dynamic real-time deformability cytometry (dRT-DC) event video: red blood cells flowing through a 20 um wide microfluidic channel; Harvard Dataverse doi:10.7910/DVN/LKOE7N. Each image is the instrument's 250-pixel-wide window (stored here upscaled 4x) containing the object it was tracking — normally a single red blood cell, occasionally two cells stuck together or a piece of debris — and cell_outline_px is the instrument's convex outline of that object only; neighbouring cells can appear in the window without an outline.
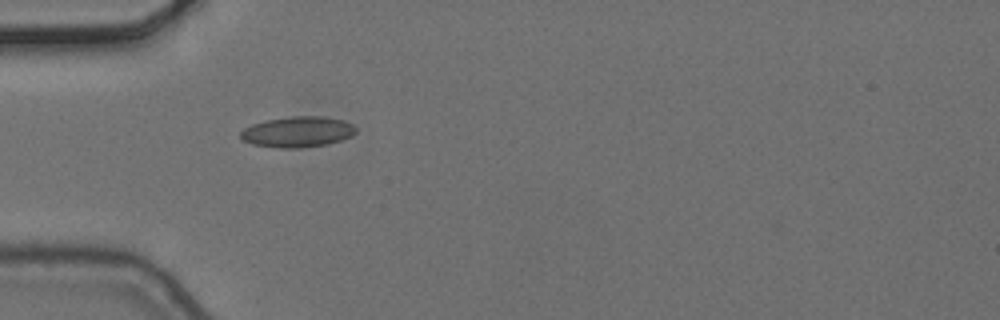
{"species": "common noctule bat (a hibernating species)", "species_latin": "Nyctalus noctula", "temperature_condition": "cold", "stored_images_in_passage": 2, "camera_frame_rate_fps": 3000, "um_per_image_px": 0.085, "animal": {"sex": "female", "body_mass_g": 24.6, "forearm_length_mm": 56.2}, "frame": {"image": 1, "passage_image": 1, "time_ms": 0.0, "image_size_px": [1000, 320], "cell_outline_px": [[356, 132], [352, 136], [328, 144], [300, 148], [280, 148], [252, 144], [244, 140], [240, 136], [240, 132], [244, 128], [252, 124], [264, 120], [292, 116], [324, 116], [344, 120], [352, 124], [356, 128]], "centroid_in_image_um": [25.31, 11.2], "position_along_channel_um": 59.7, "area_um2": 20.75}}
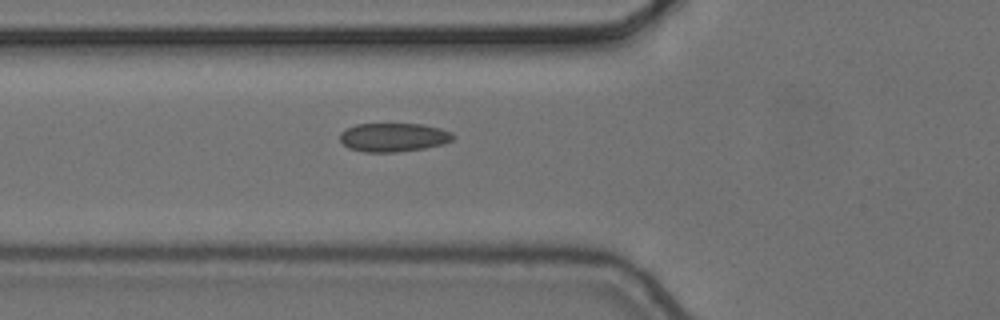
{"frame": {"image": 2, "passage_image": 2, "time_ms": 0.333, "image_size_px": [1000, 320], "cell_outline_px": [[456, 136], [452, 140], [444, 144], [424, 148], [396, 152], [364, 152], [348, 148], [340, 140], [340, 132], [356, 124], [424, 124], [440, 128], [452, 132]], "centroid_in_image_um": [33.47, 11.67], "position_along_channel_um": 92.3, "area_um2": 19.02}}